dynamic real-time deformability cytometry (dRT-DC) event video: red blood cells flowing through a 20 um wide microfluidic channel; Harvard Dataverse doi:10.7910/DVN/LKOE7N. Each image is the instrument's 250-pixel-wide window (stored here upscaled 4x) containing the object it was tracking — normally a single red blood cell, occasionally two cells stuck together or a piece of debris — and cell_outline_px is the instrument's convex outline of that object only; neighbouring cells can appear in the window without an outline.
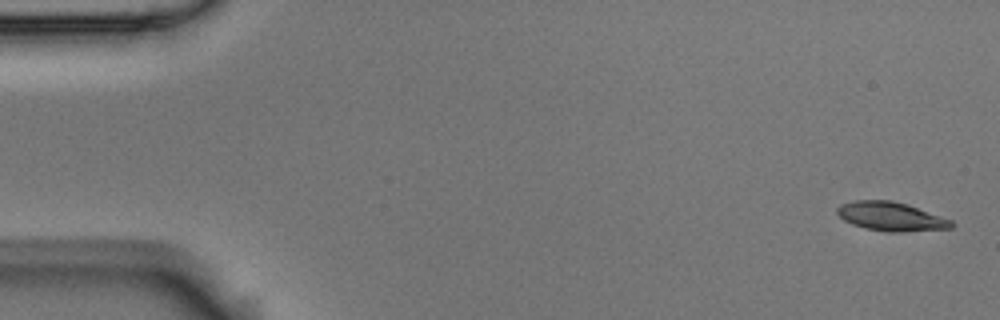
{"species": "Egyptian fruit bat (a non-hibernating species)", "species_latin": "Rousettus aegyptiacus", "temperature_condition": "room temperature", "stored_images_in_passage": 4, "camera_frame_rate_fps": 3000, "um_per_image_px": 0.085, "animal": {"sex": "male"}, "frame": {"image": 1, "passage_image": 1, "time_ms": 0.0, "image_size_px": [1000, 320], "cell_outline_px": [[952, 228], [900, 232], [888, 232], [864, 228], [852, 224], [844, 220], [836, 212], [836, 208], [840, 204], [856, 200], [888, 200], [904, 204], [952, 220]], "centroid_in_image_um": [75.67, 18.41], "position_along_channel_um": 9.3, "area_um2": 18.9}}
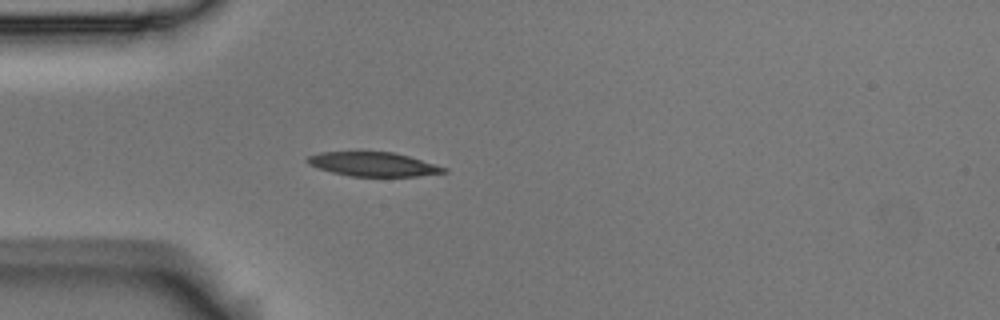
{"frame": {"image": 2, "passage_image": 4, "time_ms": 1.0, "image_size_px": [1000, 320], "cell_outline_px": [[448, 172], [416, 176], [348, 176], [332, 172], [308, 164], [304, 160], [308, 156], [320, 152], [392, 152], [408, 156], [448, 168]], "centroid_in_image_um": [31.71, 13.96], "position_along_channel_um": 53.3, "area_um2": 19.02}}